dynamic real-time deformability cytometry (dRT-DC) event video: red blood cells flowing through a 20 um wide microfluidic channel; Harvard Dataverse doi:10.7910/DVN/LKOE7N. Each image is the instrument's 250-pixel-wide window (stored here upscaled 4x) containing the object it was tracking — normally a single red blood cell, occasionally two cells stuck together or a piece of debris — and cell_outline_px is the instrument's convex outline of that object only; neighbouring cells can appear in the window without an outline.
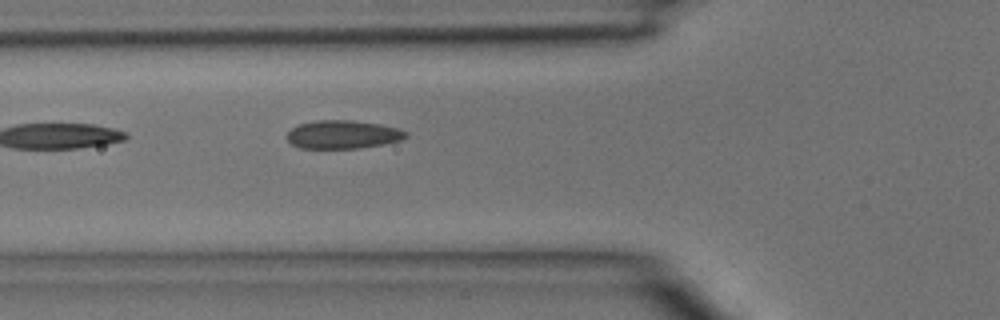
{"species": "common noctule bat (a hibernating species)", "species_latin": "Nyctalus noctula", "temperature_condition": "room temperature", "stored_images_in_passage": 5, "camera_frame_rate_fps": 3000, "um_per_image_px": 0.085, "animal": {"sex": "male", "body_mass_g": 15.6}, "frame": {"image": 1, "passage_image": 5, "time_ms": 1.333, "image_size_px": [1000, 320], "cell_outline_px": [[408, 136], [400, 140], [384, 144], [356, 148], [300, 148], [292, 144], [288, 140], [288, 132], [292, 128], [300, 124], [316, 120], [352, 120], [380, 124], [400, 128], [408, 132]], "centroid_in_image_um": [29.18, 11.42], "position_along_channel_um": 96.6, "area_um2": 19.59}}